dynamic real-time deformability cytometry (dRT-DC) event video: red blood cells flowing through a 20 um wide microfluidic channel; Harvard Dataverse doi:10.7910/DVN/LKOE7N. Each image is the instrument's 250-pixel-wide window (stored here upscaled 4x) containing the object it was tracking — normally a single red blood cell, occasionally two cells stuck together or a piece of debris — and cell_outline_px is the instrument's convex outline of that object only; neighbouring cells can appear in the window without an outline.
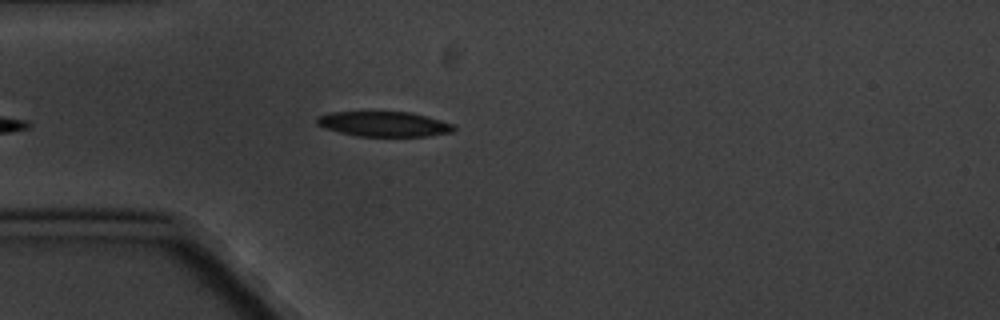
{"species": "common noctule bat (a hibernating species)", "species_latin": "Nyctalus noctula", "temperature_condition": "cold", "stored_images_in_passage": 6, "camera_frame_rate_fps": 3000, "um_per_image_px": 0.085, "animal": {"sex": "male", "body_mass_g": 20.1, "forearm_length_mm": 53.5}, "frame": {"image": 1, "passage_image": 5, "time_ms": 5.333, "image_size_px": [1000, 320], "cell_outline_px": [[456, 128], [452, 132], [424, 136], [356, 136], [324, 128], [316, 124], [316, 116], [328, 112], [412, 112], [440, 120], [452, 124]], "centroid_in_image_um": [32.58, 10.54], "position_along_channel_um": 52.4, "area_um2": 19.94}}